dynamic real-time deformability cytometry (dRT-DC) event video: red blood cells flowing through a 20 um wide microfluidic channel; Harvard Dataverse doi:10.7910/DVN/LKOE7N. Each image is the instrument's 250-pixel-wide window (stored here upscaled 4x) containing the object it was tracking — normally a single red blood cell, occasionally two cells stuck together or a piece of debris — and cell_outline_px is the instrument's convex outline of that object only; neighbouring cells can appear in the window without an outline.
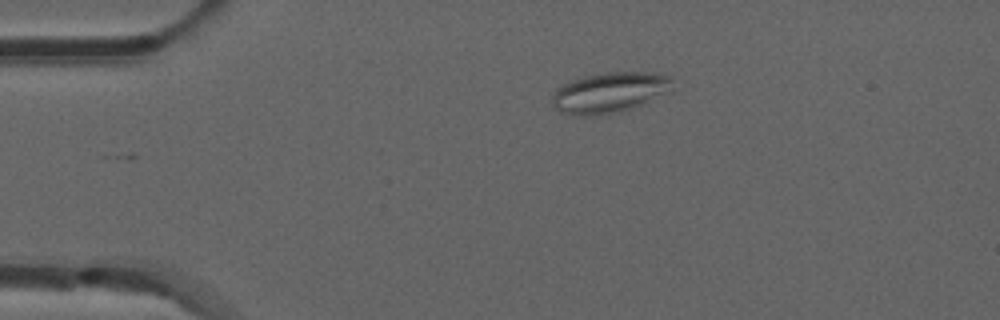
{"species": "common noctule bat (a hibernating species)", "species_latin": "Nyctalus noctula", "temperature_condition": "room temperature", "stored_images_in_passage": 34, "camera_frame_rate_fps": 3000, "um_per_image_px": 0.085, "animal": {"sex": "male", "forearm_length_mm": 52.5}, "frame": {"image": 1, "passage_image": 2, "time_ms": 0.333, "image_size_px": [1000, 320], "cell_outline_px": [[672, 92], [644, 104], [608, 116], [572, 116], [560, 112], [552, 104], [552, 96], [556, 88], [572, 80], [604, 72], [648, 72], [672, 76]], "centroid_in_image_um": [51.85, 7.9], "position_along_channel_um": 33.2, "area_um2": 29.07}}
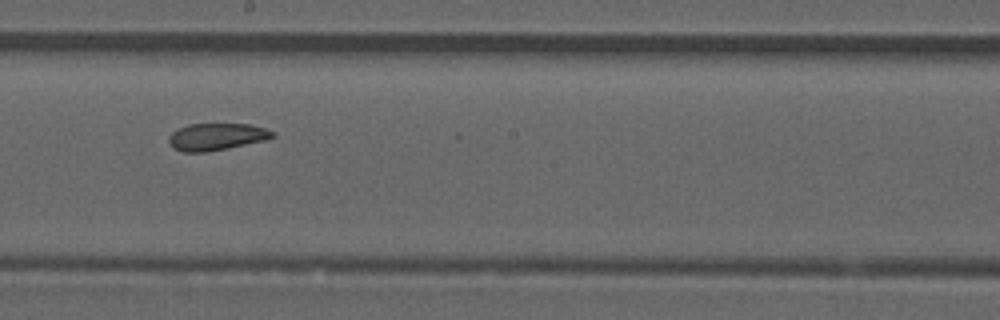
{"frame": {"image": 2, "passage_image": 21, "time_ms": 6.667, "image_size_px": [1000, 320], "cell_outline_px": [[276, 136], [268, 140], [228, 148], [204, 152], [184, 152], [172, 148], [168, 140], [168, 136], [172, 132], [188, 124], [248, 124], [264, 128], [276, 132]], "centroid_in_image_um": [18.43, 11.62], "position_along_channel_um": 229.8, "area_um2": 16.47}}
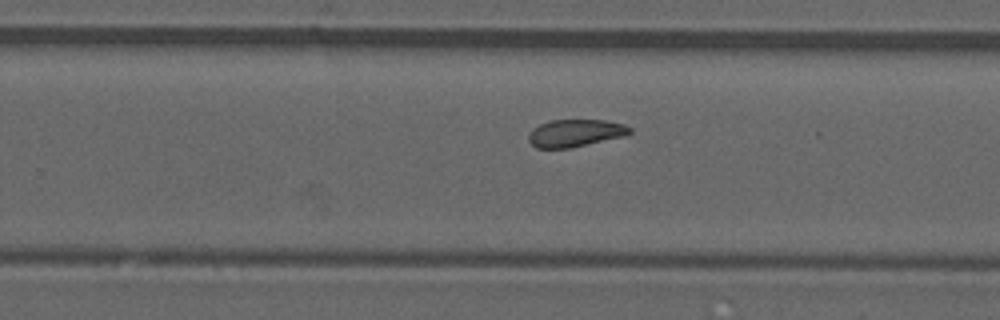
{"frame": {"image": 3, "passage_image": 25, "time_ms": 8.0, "image_size_px": [1000, 320], "cell_outline_px": [[632, 132], [620, 136], [568, 148], [536, 148], [528, 140], [528, 136], [532, 128], [540, 124], [552, 120], [604, 120], [624, 124], [632, 128]], "centroid_in_image_um": [48.85, 11.3], "position_along_channel_um": 281.0, "area_um2": 15.84}, "authors_computed_cell_mechanics": {"area_um2": 17.0799, "velocity_mm_per_s": 3.8419, "shape_relaxation_time_tau1_ms": null, "shape_relaxation_time_tau2_ms": 3.8674, "deformation_change_tau1": null, "deformation_change_tau2": 0.1068}}